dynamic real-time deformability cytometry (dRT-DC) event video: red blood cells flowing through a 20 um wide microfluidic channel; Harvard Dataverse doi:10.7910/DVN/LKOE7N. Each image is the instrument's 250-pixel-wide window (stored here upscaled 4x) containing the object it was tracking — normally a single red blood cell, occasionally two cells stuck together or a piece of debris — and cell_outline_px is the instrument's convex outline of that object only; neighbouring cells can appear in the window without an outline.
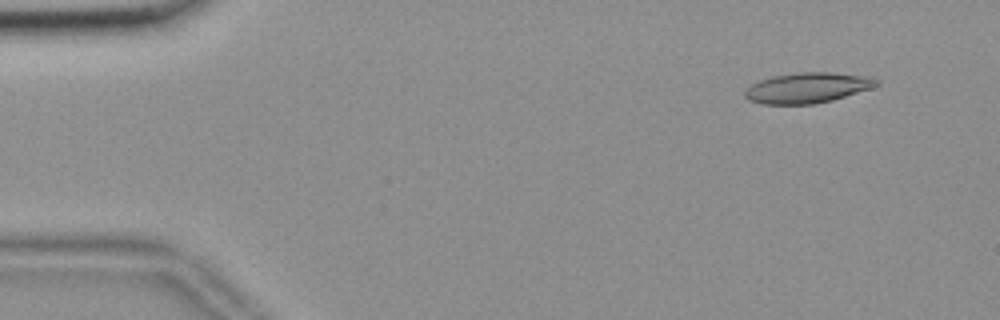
{"species": "common noctule bat (a hibernating species)", "species_latin": "Nyctalus noctula", "temperature_condition": "room temperature", "stored_images_in_passage": 55, "camera_frame_rate_fps": 3000, "um_per_image_px": 0.085, "animal": {"sex": "female", "body_mass_g": 18.4}, "frame": {"image": 1, "passage_image": 5, "time_ms": 1.333, "image_size_px": [1000, 320], "cell_outline_px": [[880, 84], [872, 88], [832, 100], [816, 104], [760, 104], [748, 100], [744, 96], [744, 92], [752, 84], [760, 80], [772, 76], [796, 72], [832, 72], [872, 76], [880, 80]], "centroid_in_image_um": [68.67, 7.45], "position_along_channel_um": 16.3, "area_um2": 23.64}}
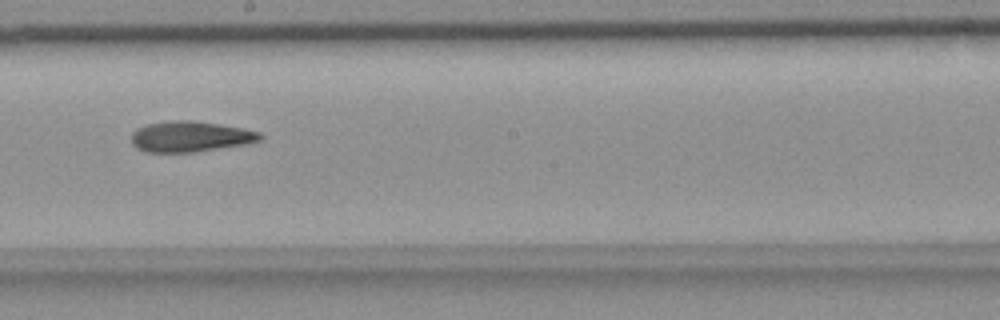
{"frame": {"image": 2, "passage_image": 31, "time_ms": 10.0, "image_size_px": [1000, 320], "cell_outline_px": [[264, 136], [260, 140], [244, 144], [192, 152], [148, 152], [136, 148], [132, 144], [132, 132], [148, 124], [172, 120], [192, 120], [244, 128], [260, 132]], "centroid_in_image_um": [16.18, 11.6], "position_along_channel_um": 232.0, "area_um2": 22.77}}
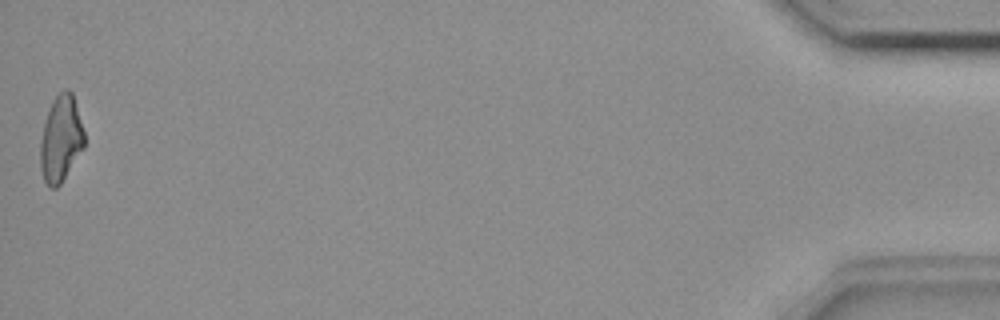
{"frame": {"image": 3, "passage_image": 55, "time_ms": 18.0, "image_size_px": [1000, 320], "cell_outline_px": [[84, 148], [60, 184], [56, 188], [52, 188], [44, 180], [40, 168], [40, 140], [44, 124], [52, 100], [64, 88], [68, 88], [72, 92], [84, 132]], "centroid_in_image_um": [5.17, 11.79], "position_along_channel_um": 430.0, "area_um2": 21.96}, "authors_computed_cell_mechanics": {"area_um2": 22.8888, "velocity_mm_per_s": 3.6735, "shape_relaxation_time_tau1_ms": null, "shape_relaxation_time_tau2_ms": 8.2502, "deformation_change_tau1": null, "deformation_change_tau2": 0.207}}